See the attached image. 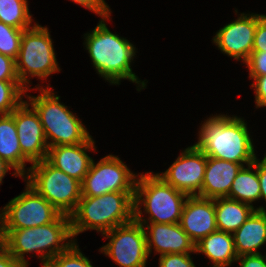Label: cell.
Returning a JSON list of instances; mask_svg holds the SVG:
<instances>
[{
    "label": "cell",
    "instance_id": "30bf717a",
    "mask_svg": "<svg viewBox=\"0 0 266 267\" xmlns=\"http://www.w3.org/2000/svg\"><path fill=\"white\" fill-rule=\"evenodd\" d=\"M137 176L119 157L107 155L97 164L92 161L81 182V195L96 197L109 192H135Z\"/></svg>",
    "mask_w": 266,
    "mask_h": 267
},
{
    "label": "cell",
    "instance_id": "5b68a950",
    "mask_svg": "<svg viewBox=\"0 0 266 267\" xmlns=\"http://www.w3.org/2000/svg\"><path fill=\"white\" fill-rule=\"evenodd\" d=\"M38 89L41 92L39 96L27 97L30 101L29 105L40 117L48 148L86 142L91 135L76 115L59 102L60 97L55 95L49 87Z\"/></svg>",
    "mask_w": 266,
    "mask_h": 267
},
{
    "label": "cell",
    "instance_id": "5bb4252c",
    "mask_svg": "<svg viewBox=\"0 0 266 267\" xmlns=\"http://www.w3.org/2000/svg\"><path fill=\"white\" fill-rule=\"evenodd\" d=\"M134 220L141 223L146 232V243L148 255L152 247L160 255L169 253H196L195 243L190 239L179 223L159 224L150 223L142 218L140 206H134Z\"/></svg>",
    "mask_w": 266,
    "mask_h": 267
},
{
    "label": "cell",
    "instance_id": "f1b7e54d",
    "mask_svg": "<svg viewBox=\"0 0 266 267\" xmlns=\"http://www.w3.org/2000/svg\"><path fill=\"white\" fill-rule=\"evenodd\" d=\"M249 69V77L256 78L266 75V52H251L245 62Z\"/></svg>",
    "mask_w": 266,
    "mask_h": 267
},
{
    "label": "cell",
    "instance_id": "74e56055",
    "mask_svg": "<svg viewBox=\"0 0 266 267\" xmlns=\"http://www.w3.org/2000/svg\"><path fill=\"white\" fill-rule=\"evenodd\" d=\"M0 243H2V233H1V215H0Z\"/></svg>",
    "mask_w": 266,
    "mask_h": 267
},
{
    "label": "cell",
    "instance_id": "83f0119b",
    "mask_svg": "<svg viewBox=\"0 0 266 267\" xmlns=\"http://www.w3.org/2000/svg\"><path fill=\"white\" fill-rule=\"evenodd\" d=\"M159 267H195L190 253H169L160 255Z\"/></svg>",
    "mask_w": 266,
    "mask_h": 267
},
{
    "label": "cell",
    "instance_id": "e575fe53",
    "mask_svg": "<svg viewBox=\"0 0 266 267\" xmlns=\"http://www.w3.org/2000/svg\"><path fill=\"white\" fill-rule=\"evenodd\" d=\"M257 173L261 190L260 198L266 201V155L261 162L257 159Z\"/></svg>",
    "mask_w": 266,
    "mask_h": 267
},
{
    "label": "cell",
    "instance_id": "cb8c5ba5",
    "mask_svg": "<svg viewBox=\"0 0 266 267\" xmlns=\"http://www.w3.org/2000/svg\"><path fill=\"white\" fill-rule=\"evenodd\" d=\"M0 21L14 28L30 29L32 16L27 0H0Z\"/></svg>",
    "mask_w": 266,
    "mask_h": 267
},
{
    "label": "cell",
    "instance_id": "e0dca14e",
    "mask_svg": "<svg viewBox=\"0 0 266 267\" xmlns=\"http://www.w3.org/2000/svg\"><path fill=\"white\" fill-rule=\"evenodd\" d=\"M88 150L95 151L92 136L80 144L49 147L46 160L68 176L82 182L93 161L86 153Z\"/></svg>",
    "mask_w": 266,
    "mask_h": 267
},
{
    "label": "cell",
    "instance_id": "2e32d148",
    "mask_svg": "<svg viewBox=\"0 0 266 267\" xmlns=\"http://www.w3.org/2000/svg\"><path fill=\"white\" fill-rule=\"evenodd\" d=\"M179 225L195 244L216 231L215 199L188 196Z\"/></svg>",
    "mask_w": 266,
    "mask_h": 267
},
{
    "label": "cell",
    "instance_id": "4fadbf2b",
    "mask_svg": "<svg viewBox=\"0 0 266 267\" xmlns=\"http://www.w3.org/2000/svg\"><path fill=\"white\" fill-rule=\"evenodd\" d=\"M18 134L22 154L36 163L45 160L48 155V144L40 117L29 103L23 101L12 113Z\"/></svg>",
    "mask_w": 266,
    "mask_h": 267
},
{
    "label": "cell",
    "instance_id": "52a82bcc",
    "mask_svg": "<svg viewBox=\"0 0 266 267\" xmlns=\"http://www.w3.org/2000/svg\"><path fill=\"white\" fill-rule=\"evenodd\" d=\"M27 184L61 214L70 216L81 199V182L55 168L46 159L27 169Z\"/></svg>",
    "mask_w": 266,
    "mask_h": 267
},
{
    "label": "cell",
    "instance_id": "3957f363",
    "mask_svg": "<svg viewBox=\"0 0 266 267\" xmlns=\"http://www.w3.org/2000/svg\"><path fill=\"white\" fill-rule=\"evenodd\" d=\"M109 18L103 17L91 33L85 34V47L93 66L98 74L111 84L116 85L121 79H128L139 84L142 89L146 88V83L139 81L132 72L131 62L136 55L134 45L108 29L104 21Z\"/></svg>",
    "mask_w": 266,
    "mask_h": 267
},
{
    "label": "cell",
    "instance_id": "7a4b0ae2",
    "mask_svg": "<svg viewBox=\"0 0 266 267\" xmlns=\"http://www.w3.org/2000/svg\"><path fill=\"white\" fill-rule=\"evenodd\" d=\"M1 233L2 245L23 267L28 266V261L24 258L25 253H39L38 257L42 258L44 267L52 258L66 251L75 242L71 240L74 238L70 216L63 214L52 223L24 229H1ZM68 239L70 242L63 243Z\"/></svg>",
    "mask_w": 266,
    "mask_h": 267
},
{
    "label": "cell",
    "instance_id": "ffe728a7",
    "mask_svg": "<svg viewBox=\"0 0 266 267\" xmlns=\"http://www.w3.org/2000/svg\"><path fill=\"white\" fill-rule=\"evenodd\" d=\"M0 159L13 167V175L24 177L25 162H30L20 149L14 117L11 114L0 115Z\"/></svg>",
    "mask_w": 266,
    "mask_h": 267
},
{
    "label": "cell",
    "instance_id": "ac0fdd59",
    "mask_svg": "<svg viewBox=\"0 0 266 267\" xmlns=\"http://www.w3.org/2000/svg\"><path fill=\"white\" fill-rule=\"evenodd\" d=\"M243 166L236 162L207 157L204 181L198 196L208 199L227 197L232 182Z\"/></svg>",
    "mask_w": 266,
    "mask_h": 267
},
{
    "label": "cell",
    "instance_id": "484cf974",
    "mask_svg": "<svg viewBox=\"0 0 266 267\" xmlns=\"http://www.w3.org/2000/svg\"><path fill=\"white\" fill-rule=\"evenodd\" d=\"M23 29L14 28L0 21V53L16 60Z\"/></svg>",
    "mask_w": 266,
    "mask_h": 267
},
{
    "label": "cell",
    "instance_id": "f546056e",
    "mask_svg": "<svg viewBox=\"0 0 266 267\" xmlns=\"http://www.w3.org/2000/svg\"><path fill=\"white\" fill-rule=\"evenodd\" d=\"M252 52H266V15L258 14Z\"/></svg>",
    "mask_w": 266,
    "mask_h": 267
},
{
    "label": "cell",
    "instance_id": "8fae6325",
    "mask_svg": "<svg viewBox=\"0 0 266 267\" xmlns=\"http://www.w3.org/2000/svg\"><path fill=\"white\" fill-rule=\"evenodd\" d=\"M110 241L101 247V252L109 256L120 267H146V232L141 223L134 219L124 225L105 232Z\"/></svg>",
    "mask_w": 266,
    "mask_h": 267
},
{
    "label": "cell",
    "instance_id": "9c48e42d",
    "mask_svg": "<svg viewBox=\"0 0 266 267\" xmlns=\"http://www.w3.org/2000/svg\"><path fill=\"white\" fill-rule=\"evenodd\" d=\"M1 210V229L32 228L54 222L61 213L31 186Z\"/></svg>",
    "mask_w": 266,
    "mask_h": 267
},
{
    "label": "cell",
    "instance_id": "9a60e30c",
    "mask_svg": "<svg viewBox=\"0 0 266 267\" xmlns=\"http://www.w3.org/2000/svg\"><path fill=\"white\" fill-rule=\"evenodd\" d=\"M257 23L258 14L241 13L235 21L218 30L213 41L221 52L245 63L252 52Z\"/></svg>",
    "mask_w": 266,
    "mask_h": 267
},
{
    "label": "cell",
    "instance_id": "7c38bea8",
    "mask_svg": "<svg viewBox=\"0 0 266 267\" xmlns=\"http://www.w3.org/2000/svg\"><path fill=\"white\" fill-rule=\"evenodd\" d=\"M207 156L195 145L182 152L176 161L162 174L166 183L188 196H198L202 189Z\"/></svg>",
    "mask_w": 266,
    "mask_h": 267
},
{
    "label": "cell",
    "instance_id": "d6986e66",
    "mask_svg": "<svg viewBox=\"0 0 266 267\" xmlns=\"http://www.w3.org/2000/svg\"><path fill=\"white\" fill-rule=\"evenodd\" d=\"M237 256L259 254L266 243V210L256 208L250 217L232 234Z\"/></svg>",
    "mask_w": 266,
    "mask_h": 267
},
{
    "label": "cell",
    "instance_id": "836d02e7",
    "mask_svg": "<svg viewBox=\"0 0 266 267\" xmlns=\"http://www.w3.org/2000/svg\"><path fill=\"white\" fill-rule=\"evenodd\" d=\"M240 267H266V256L259 254L243 255L237 257Z\"/></svg>",
    "mask_w": 266,
    "mask_h": 267
},
{
    "label": "cell",
    "instance_id": "8d00e7d4",
    "mask_svg": "<svg viewBox=\"0 0 266 267\" xmlns=\"http://www.w3.org/2000/svg\"><path fill=\"white\" fill-rule=\"evenodd\" d=\"M10 168H13V167L9 165L5 160L0 159V185L2 183V179L6 175V172H8Z\"/></svg>",
    "mask_w": 266,
    "mask_h": 267
},
{
    "label": "cell",
    "instance_id": "7402d4cb",
    "mask_svg": "<svg viewBox=\"0 0 266 267\" xmlns=\"http://www.w3.org/2000/svg\"><path fill=\"white\" fill-rule=\"evenodd\" d=\"M253 206L227 197L215 199L217 230L233 234L255 211Z\"/></svg>",
    "mask_w": 266,
    "mask_h": 267
},
{
    "label": "cell",
    "instance_id": "8992f818",
    "mask_svg": "<svg viewBox=\"0 0 266 267\" xmlns=\"http://www.w3.org/2000/svg\"><path fill=\"white\" fill-rule=\"evenodd\" d=\"M143 197V198H142ZM188 195L166 183L159 175L147 172L137 179L134 206L143 204L150 223H179Z\"/></svg>",
    "mask_w": 266,
    "mask_h": 267
},
{
    "label": "cell",
    "instance_id": "d590c367",
    "mask_svg": "<svg viewBox=\"0 0 266 267\" xmlns=\"http://www.w3.org/2000/svg\"><path fill=\"white\" fill-rule=\"evenodd\" d=\"M0 267H23L2 243H0Z\"/></svg>",
    "mask_w": 266,
    "mask_h": 267
},
{
    "label": "cell",
    "instance_id": "ba28073f",
    "mask_svg": "<svg viewBox=\"0 0 266 267\" xmlns=\"http://www.w3.org/2000/svg\"><path fill=\"white\" fill-rule=\"evenodd\" d=\"M52 43L47 27L36 23L23 31L15 68L18 80L26 90L30 82L28 75L43 79L60 71Z\"/></svg>",
    "mask_w": 266,
    "mask_h": 267
},
{
    "label": "cell",
    "instance_id": "1f68e13d",
    "mask_svg": "<svg viewBox=\"0 0 266 267\" xmlns=\"http://www.w3.org/2000/svg\"><path fill=\"white\" fill-rule=\"evenodd\" d=\"M77 4H80L83 7H86L88 10L95 12L101 18L110 16L109 6L105 3L104 0H72Z\"/></svg>",
    "mask_w": 266,
    "mask_h": 267
},
{
    "label": "cell",
    "instance_id": "4316f807",
    "mask_svg": "<svg viewBox=\"0 0 266 267\" xmlns=\"http://www.w3.org/2000/svg\"><path fill=\"white\" fill-rule=\"evenodd\" d=\"M44 267H93L74 242L66 251L52 258Z\"/></svg>",
    "mask_w": 266,
    "mask_h": 267
},
{
    "label": "cell",
    "instance_id": "4dcf8cb0",
    "mask_svg": "<svg viewBox=\"0 0 266 267\" xmlns=\"http://www.w3.org/2000/svg\"><path fill=\"white\" fill-rule=\"evenodd\" d=\"M0 81H19L16 74L15 60L1 53H0Z\"/></svg>",
    "mask_w": 266,
    "mask_h": 267
},
{
    "label": "cell",
    "instance_id": "44dd1931",
    "mask_svg": "<svg viewBox=\"0 0 266 267\" xmlns=\"http://www.w3.org/2000/svg\"><path fill=\"white\" fill-rule=\"evenodd\" d=\"M195 252L203 253L213 266H230L237 260L233 235L216 230L195 244Z\"/></svg>",
    "mask_w": 266,
    "mask_h": 267
},
{
    "label": "cell",
    "instance_id": "603a6c76",
    "mask_svg": "<svg viewBox=\"0 0 266 267\" xmlns=\"http://www.w3.org/2000/svg\"><path fill=\"white\" fill-rule=\"evenodd\" d=\"M251 169L255 171L253 172ZM260 194L261 190L257 173L256 157L252 164L248 165L247 168L243 166L237 173L227 198L253 206L252 202L260 199Z\"/></svg>",
    "mask_w": 266,
    "mask_h": 267
},
{
    "label": "cell",
    "instance_id": "277c9868",
    "mask_svg": "<svg viewBox=\"0 0 266 267\" xmlns=\"http://www.w3.org/2000/svg\"><path fill=\"white\" fill-rule=\"evenodd\" d=\"M135 192H109L101 196H81L70 215L72 236L92 229L108 232L134 219Z\"/></svg>",
    "mask_w": 266,
    "mask_h": 267
},
{
    "label": "cell",
    "instance_id": "6da1fadb",
    "mask_svg": "<svg viewBox=\"0 0 266 267\" xmlns=\"http://www.w3.org/2000/svg\"><path fill=\"white\" fill-rule=\"evenodd\" d=\"M207 157L245 163L255 161L254 146L245 121L237 116L216 115L207 119L194 144Z\"/></svg>",
    "mask_w": 266,
    "mask_h": 267
},
{
    "label": "cell",
    "instance_id": "d4e9b609",
    "mask_svg": "<svg viewBox=\"0 0 266 267\" xmlns=\"http://www.w3.org/2000/svg\"><path fill=\"white\" fill-rule=\"evenodd\" d=\"M27 91L20 81H0V115L11 114L23 102V93Z\"/></svg>",
    "mask_w": 266,
    "mask_h": 267
},
{
    "label": "cell",
    "instance_id": "d6a6232c",
    "mask_svg": "<svg viewBox=\"0 0 266 267\" xmlns=\"http://www.w3.org/2000/svg\"><path fill=\"white\" fill-rule=\"evenodd\" d=\"M255 81L252 83L251 86L255 88V101H256V108L258 107H265L266 106V75L259 76L256 78H251Z\"/></svg>",
    "mask_w": 266,
    "mask_h": 267
}]
</instances>
